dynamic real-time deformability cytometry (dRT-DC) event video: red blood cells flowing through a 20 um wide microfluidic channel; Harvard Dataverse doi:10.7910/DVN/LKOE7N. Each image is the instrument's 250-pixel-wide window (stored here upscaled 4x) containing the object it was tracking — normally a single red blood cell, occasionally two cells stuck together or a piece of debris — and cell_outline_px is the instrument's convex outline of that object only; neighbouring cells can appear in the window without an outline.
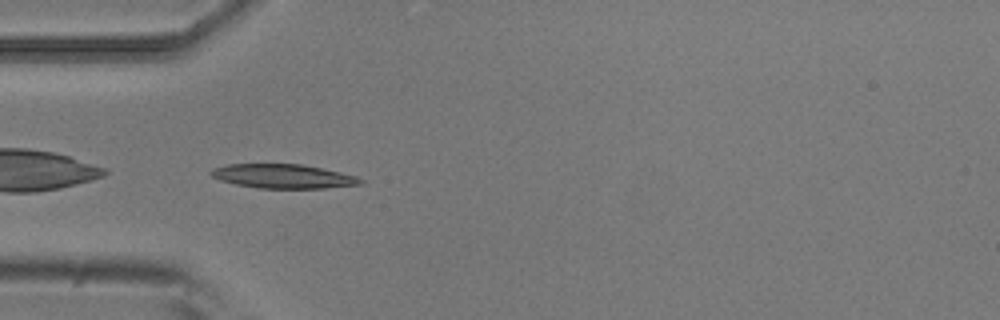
{"species": "common noctule bat (a hibernating species)", "species_latin": "Nyctalus noctula", "temperature_condition": "room temperature", "stored_images_in_passage": 3, "camera_frame_rate_fps": 3000, "um_per_image_px": 0.085, "animal": {"sex": "male", "body_mass_g": 20.5, "forearm_length_mm": 52.5}, "frame": {"image": 1, "passage_image": 2, "time_ms": 0.333, "image_size_px": [1000, 320], "cell_outline_px": [[364, 184], [324, 188], [260, 188], [236, 184], [220, 180], [212, 176], [208, 172], [212, 168], [228, 164], [300, 164], [340, 172], [356, 176], [364, 180]], "centroid_in_image_um": [24.06, 14.98], "position_along_channel_um": 60.9, "area_um2": 20.92}}
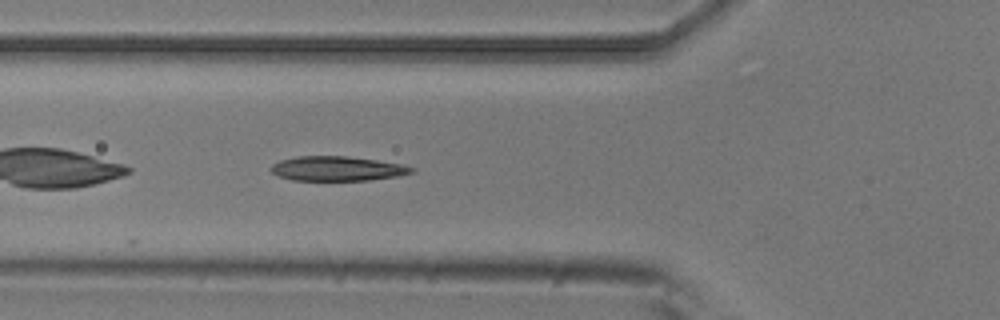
{"frame": {"image": 2, "passage_image": 3, "time_ms": 0.667, "image_size_px": [1000, 320], "cell_outline_px": [[416, 172], [396, 176], [368, 180], [292, 180], [276, 176], [272, 172], [272, 164], [280, 160], [300, 156], [348, 156], [376, 160], [400, 164], [416, 168]], "centroid_in_image_um": [28.66, 14.33], "position_along_channel_um": 97.1, "area_um2": 20.06}}